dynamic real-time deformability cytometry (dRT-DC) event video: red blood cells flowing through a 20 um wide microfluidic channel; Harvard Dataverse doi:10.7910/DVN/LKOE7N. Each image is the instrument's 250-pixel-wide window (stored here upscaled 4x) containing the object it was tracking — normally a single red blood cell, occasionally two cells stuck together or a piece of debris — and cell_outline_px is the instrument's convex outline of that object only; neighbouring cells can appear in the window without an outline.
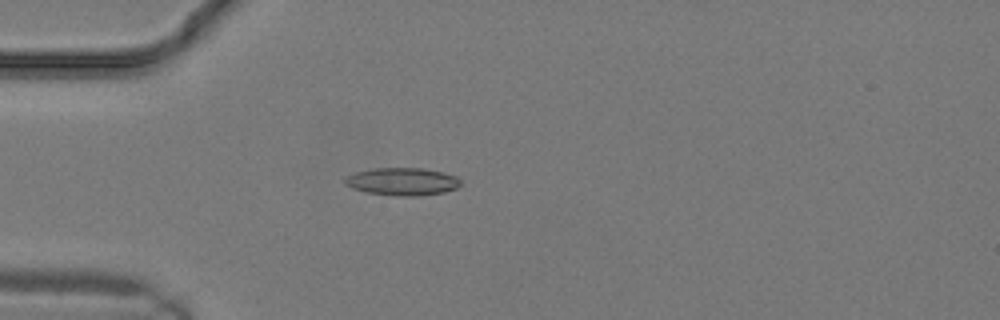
{"species": "common noctule bat (a hibernating species)", "species_latin": "Nyctalus noctula", "temperature_condition": "warm", "stored_images_in_passage": 8, "camera_frame_rate_fps": 3000, "um_per_image_px": 0.085, "animal": {"sex": "male", "body_mass_g": 19.2, "forearm_length_mm": 51.8}, "frame": {"image": 1, "passage_image": 1, "time_ms": 0.0, "image_size_px": [1000, 320], "cell_outline_px": [[460, 184], [456, 188], [444, 192], [420, 196], [396, 196], [368, 192], [352, 188], [344, 184], [344, 180], [348, 176], [356, 172], [376, 168], [424, 168], [444, 172], [456, 176], [460, 180]], "centroid_in_image_um": [34.22, 15.43], "position_along_channel_um": 50.8, "area_um2": 18.61}}
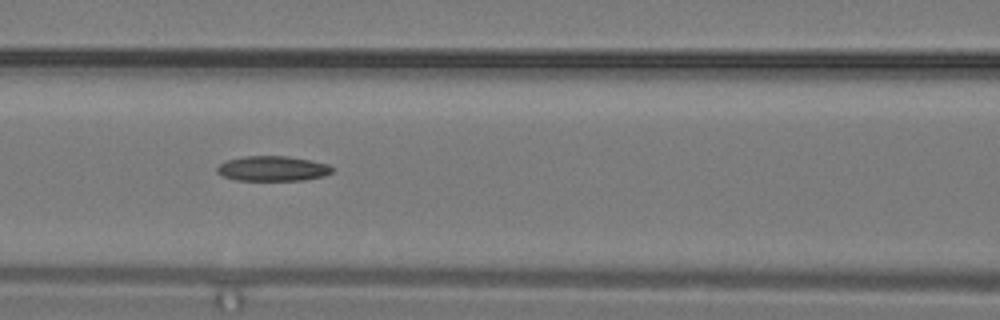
{"frame": {"image": 2, "passage_image": 5, "time_ms": 1.333, "image_size_px": [1000, 320], "cell_outline_px": [[332, 172], [324, 176], [304, 180], [236, 180], [224, 176], [216, 172], [216, 168], [220, 164], [228, 160], [244, 156], [288, 156], [312, 160], [328, 164], [332, 168]], "centroid_in_image_um": [23.19, 14.32], "position_along_channel_um": 143.4, "area_um2": 16.76}}
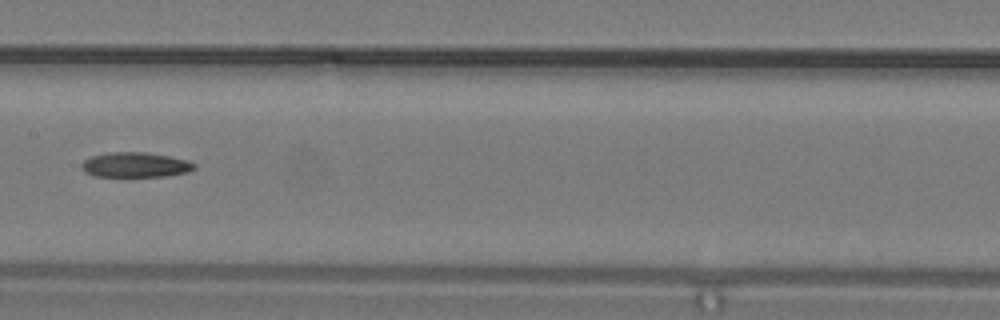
{"frame": {"image": 3, "passage_image": 7, "time_ms": 2.0, "image_size_px": [1000, 320], "cell_outline_px": [[196, 168], [188, 172], [164, 176], [92, 176], [84, 172], [80, 168], [80, 164], [84, 160], [92, 156], [108, 152], [144, 152], [168, 156], [188, 160], [196, 164]], "centroid_in_image_um": [11.48, 14.01], "position_along_channel_um": 195.9, "area_um2": 16.47}}